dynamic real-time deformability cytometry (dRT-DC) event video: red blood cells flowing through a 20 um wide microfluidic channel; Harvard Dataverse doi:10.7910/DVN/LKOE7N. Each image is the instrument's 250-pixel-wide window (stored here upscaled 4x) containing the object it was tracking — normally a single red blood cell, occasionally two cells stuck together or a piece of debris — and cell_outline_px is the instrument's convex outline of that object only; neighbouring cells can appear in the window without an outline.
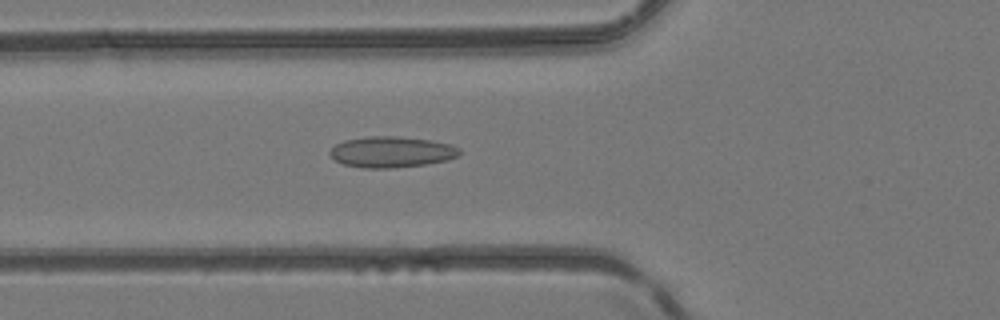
{"species": "common noctule bat (a hibernating species)", "species_latin": "Nyctalus noctula", "temperature_condition": "room temperature", "stored_images_in_passage": 26, "camera_frame_rate_fps": 3000, "um_per_image_px": 0.085, "animal": {"sex": "female", "body_mass_g": 24.6, "forearm_length_mm": 56.2}, "frame": {"image": 1, "passage_image": 3, "time_ms": 0.667, "image_size_px": [1000, 320], "cell_outline_px": [[460, 152], [456, 156], [448, 160], [424, 164], [392, 168], [364, 168], [344, 164], [336, 160], [328, 152], [336, 144], [344, 140], [368, 136], [396, 136], [432, 140], [448, 144], [460, 148]], "centroid_in_image_um": [33.27, 12.91], "position_along_channel_um": 92.5, "area_um2": 23.24}}
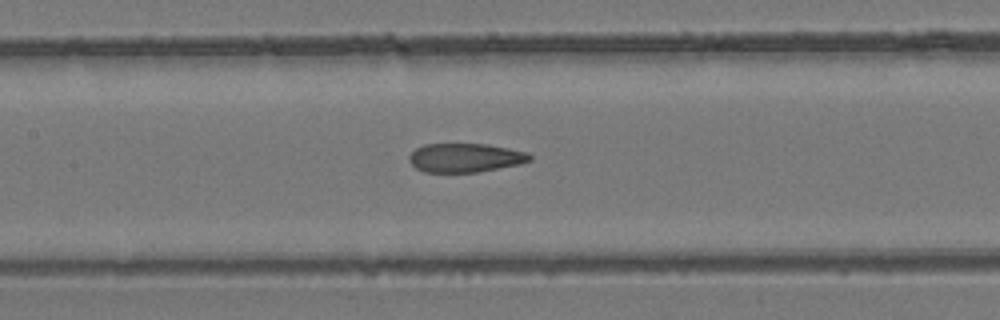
{"frame": {"image": 2, "passage_image": 8, "time_ms": 2.333, "image_size_px": [1000, 320], "cell_outline_px": [[532, 160], [520, 164], [476, 172], [424, 172], [416, 168], [408, 160], [408, 156], [416, 148], [424, 144], [488, 144], [528, 152], [532, 156]], "centroid_in_image_um": [39.55, 13.4], "position_along_channel_um": 167.9, "area_um2": 20.35}}
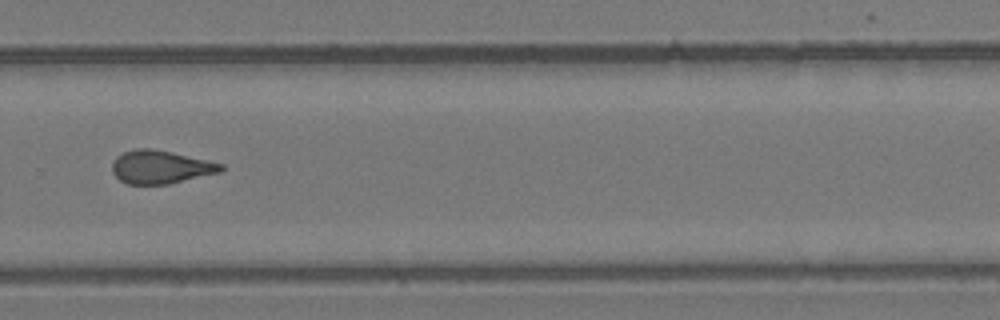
{"frame": {"image": 3, "passage_image": 18, "time_ms": 5.667, "image_size_px": [1000, 320], "cell_outline_px": [[224, 168], [220, 172], [168, 184], [128, 184], [120, 180], [112, 172], [112, 164], [116, 156], [124, 152], [136, 148], [152, 148], [172, 152], [208, 160], [224, 164]], "centroid_in_image_um": [13.64, 14.19], "position_along_channel_um": 316.2, "area_um2": 21.04}}